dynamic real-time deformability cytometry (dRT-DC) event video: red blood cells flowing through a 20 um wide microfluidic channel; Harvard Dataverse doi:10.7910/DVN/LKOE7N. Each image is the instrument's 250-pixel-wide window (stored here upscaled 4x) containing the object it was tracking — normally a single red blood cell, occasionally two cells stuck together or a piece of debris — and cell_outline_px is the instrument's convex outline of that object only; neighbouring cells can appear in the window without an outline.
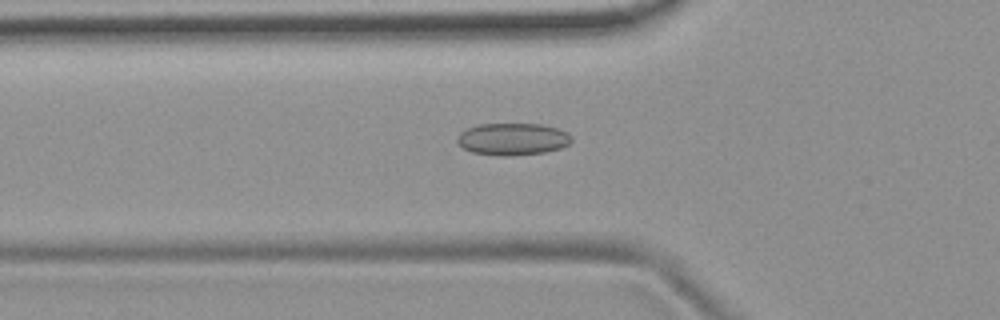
{"species": "common noctule bat (a hibernating species)", "species_latin": "Nyctalus noctula", "temperature_condition": "room temperature", "stored_images_in_passage": 53, "camera_frame_rate_fps": 3000, "um_per_image_px": 0.085, "animal": {"sex": "female", "body_mass_g": 19.9}, "frame": {"image": 1, "passage_image": 18, "time_ms": 5.667, "image_size_px": [1000, 320], "cell_outline_px": [[572, 140], [568, 144], [560, 148], [544, 152], [512, 156], [496, 156], [472, 152], [464, 148], [456, 140], [456, 136], [460, 132], [468, 128], [480, 124], [540, 124], [556, 128], [568, 132], [572, 136]], "centroid_in_image_um": [43.57, 11.83], "position_along_channel_um": 82.2, "area_um2": 21.44}}
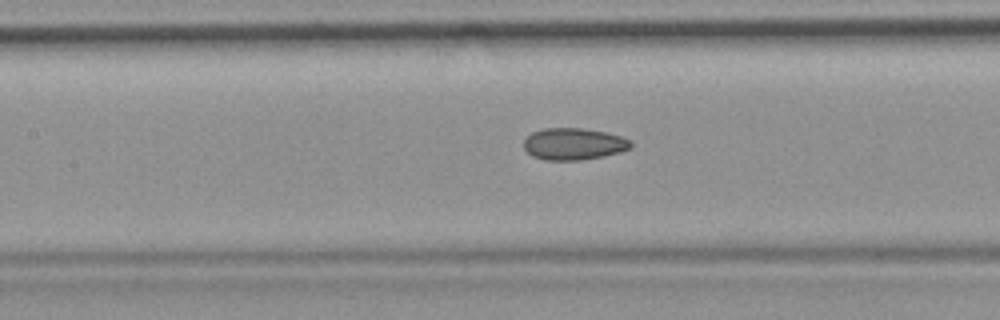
{"frame": {"image": 2, "passage_image": 24, "time_ms": 7.667, "image_size_px": [1000, 320], "cell_outline_px": [[632, 148], [620, 152], [604, 156], [580, 160], [544, 160], [532, 156], [524, 148], [524, 140], [532, 132], [544, 128], [584, 128], [608, 132], [632, 140]], "centroid_in_image_um": [48.79, 12.23], "position_along_channel_um": 158.6, "area_um2": 20.06}}
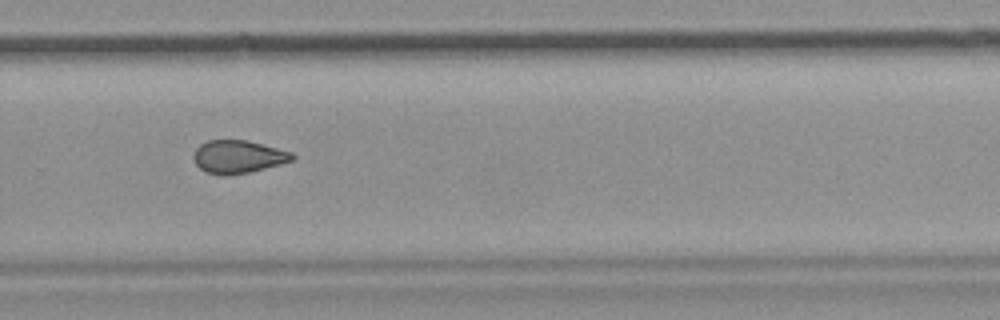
{"frame": {"image": 3, "passage_image": 36, "time_ms": 11.667, "image_size_px": [1000, 320], "cell_outline_px": [[296, 156], [292, 160], [280, 164], [248, 172], [228, 176], [224, 176], [208, 172], [200, 168], [196, 164], [192, 156], [196, 148], [200, 144], [208, 140], [248, 140], [292, 152]], "centroid_in_image_um": [20.22, 13.31], "position_along_channel_um": 309.6, "area_um2": 18.9}, "authors_computed_cell_mechanics": {"area_um2": 19.9988, "velocity_mm_per_s": 3.7958, "shape_relaxation_time_tau1_ms": null, "shape_relaxation_time_tau2_ms": 3.0364, "deformation_change_tau1": null, "deformation_change_tau2": 0.0861}}